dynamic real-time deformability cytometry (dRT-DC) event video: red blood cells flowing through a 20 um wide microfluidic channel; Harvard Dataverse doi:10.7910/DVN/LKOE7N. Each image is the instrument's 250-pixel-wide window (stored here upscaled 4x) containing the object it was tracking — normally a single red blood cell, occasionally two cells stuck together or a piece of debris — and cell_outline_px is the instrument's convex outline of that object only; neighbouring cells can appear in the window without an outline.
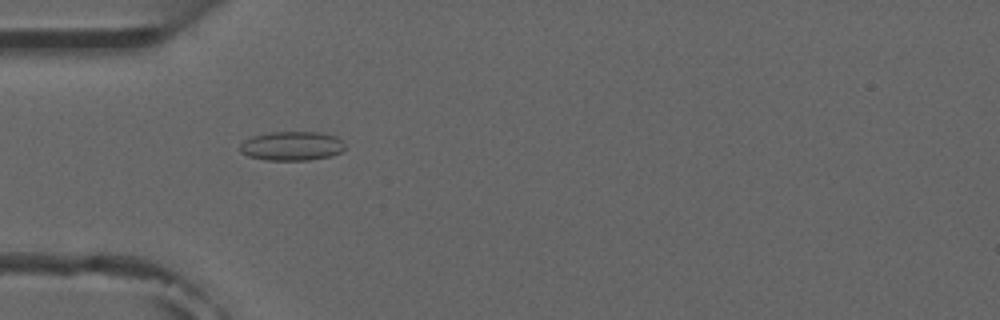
{"species": "common noctule bat (a hibernating species)", "species_latin": "Nyctalus noctula", "temperature_condition": "room temperature", "stored_images_in_passage": 6, "camera_frame_rate_fps": 3000, "um_per_image_px": 0.085, "animal": {"sex": "male", "forearm_length_mm": 52.5}, "frame": {"image": 1, "passage_image": 5, "time_ms": 4.333, "image_size_px": [1000, 320], "cell_outline_px": [[344, 148], [340, 152], [328, 156], [308, 160], [264, 160], [248, 156], [240, 152], [240, 144], [244, 140], [252, 136], [272, 132], [320, 132], [336, 136], [344, 144]], "centroid_in_image_um": [24.77, 12.4], "position_along_channel_um": 60.2, "area_um2": 17.74}}
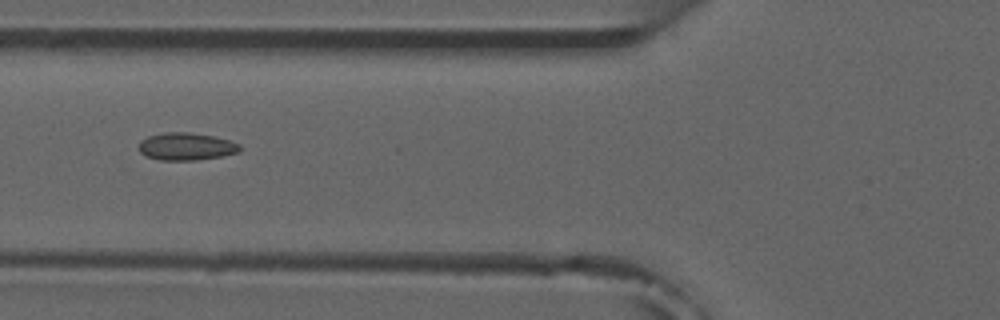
{"frame": {"image": 2, "passage_image": 6, "time_ms": 5.667, "image_size_px": [1000, 320], "cell_outline_px": [[240, 152], [224, 156], [196, 160], [160, 160], [144, 156], [140, 152], [140, 140], [148, 136], [164, 132], [188, 132], [212, 136], [228, 140], [240, 144]], "centroid_in_image_um": [15.82, 12.46], "position_along_channel_um": 110.0, "area_um2": 16.24}}